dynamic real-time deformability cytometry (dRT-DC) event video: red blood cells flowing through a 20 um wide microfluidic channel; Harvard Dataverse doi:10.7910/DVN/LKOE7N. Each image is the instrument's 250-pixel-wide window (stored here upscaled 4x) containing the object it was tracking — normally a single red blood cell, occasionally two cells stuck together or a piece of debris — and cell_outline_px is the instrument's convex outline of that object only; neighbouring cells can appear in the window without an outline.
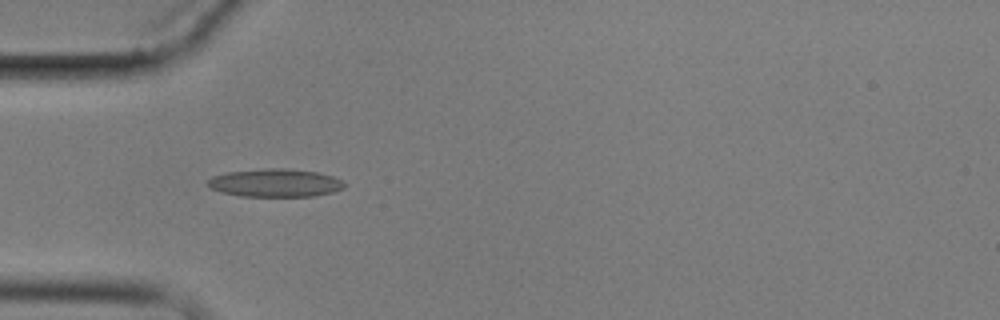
{"species": "common noctule bat (a hibernating species)", "species_latin": "Nyctalus noctula", "temperature_condition": "cold", "stored_images_in_passage": 7, "camera_frame_rate_fps": 3000, "um_per_image_px": 0.085, "animal": {"sex": "male", "body_mass_g": 17.9}, "frame": {"image": 1, "passage_image": 4, "time_ms": 4.667, "image_size_px": [1000, 320], "cell_outline_px": [[344, 188], [332, 192], [316, 196], [240, 196], [220, 192], [212, 188], [208, 184], [208, 180], [212, 176], [228, 172], [264, 168], [288, 168], [316, 172], [332, 176], [344, 180]], "centroid_in_image_um": [23.41, 15.54], "position_along_channel_um": 61.6, "area_um2": 22.37}}
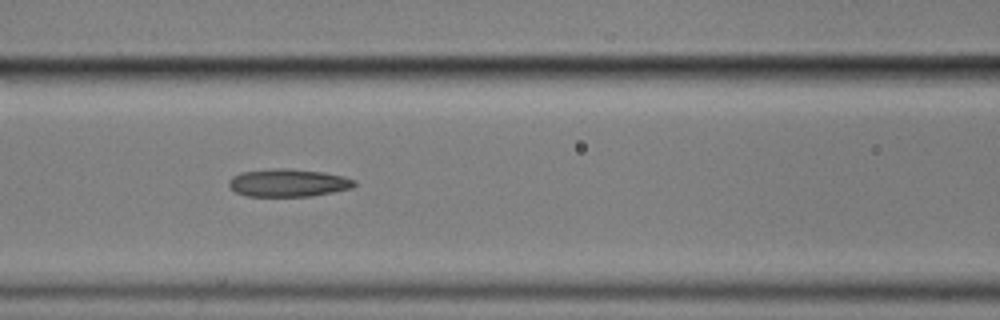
{"frame": {"image": 2, "passage_image": 6, "time_ms": 7.0, "image_size_px": [1000, 320], "cell_outline_px": [[356, 184], [352, 188], [312, 196], [248, 196], [236, 192], [228, 184], [232, 176], [240, 172], [276, 168], [280, 168], [324, 172], [344, 176], [356, 180]], "centroid_in_image_um": [24.52, 15.54], "position_along_channel_um": 142.1, "area_um2": 20.23}}
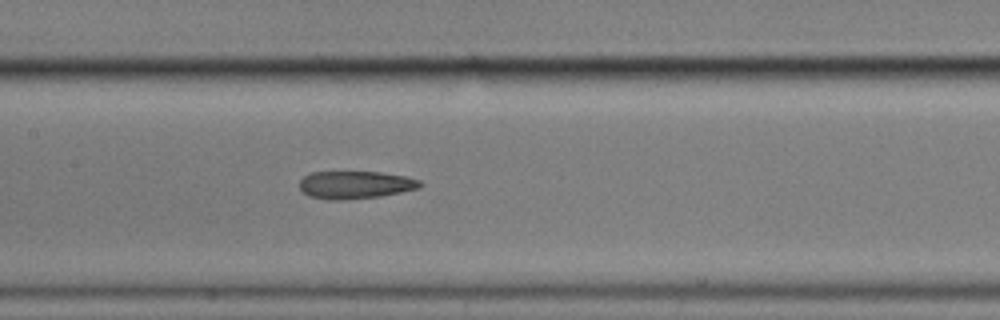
{"frame": {"image": 3, "passage_image": 7, "time_ms": 8.0, "image_size_px": [1000, 320], "cell_outline_px": [[424, 184], [420, 188], [380, 196], [344, 200], [328, 200], [308, 196], [300, 188], [300, 180], [304, 176], [312, 172], [380, 172], [404, 176], [420, 180]], "centroid_in_image_um": [30.2, 15.71], "position_along_channel_um": 177.2, "area_um2": 19.48}}